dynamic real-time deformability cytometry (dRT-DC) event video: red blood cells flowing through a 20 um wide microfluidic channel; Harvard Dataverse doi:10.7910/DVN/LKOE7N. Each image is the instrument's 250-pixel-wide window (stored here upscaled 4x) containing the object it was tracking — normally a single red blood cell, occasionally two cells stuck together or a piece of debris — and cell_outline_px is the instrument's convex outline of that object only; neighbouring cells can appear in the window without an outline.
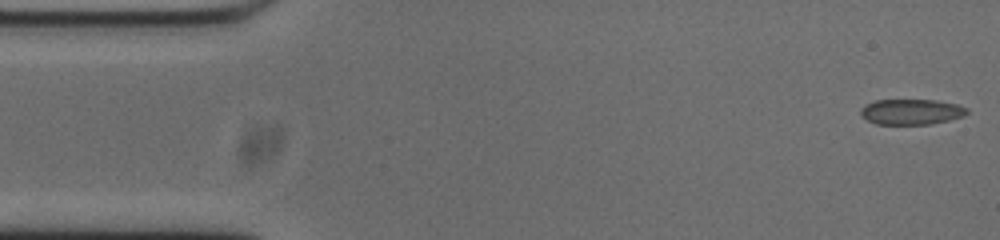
{"species": "common noctule bat (a hibernating species)", "species_latin": "Nyctalus noctula", "temperature_condition": "cold", "stored_images_in_passage": 53, "camera_frame_rate_fps": 3000, "um_per_image_px": 0.085, "animal": {"sex": "male", "body_mass_g": 20.0, "forearm_length_mm": 53.3}, "frame": {"image": 1, "passage_image": 1, "time_ms": 0.0, "image_size_px": [1000, 240], "cell_outline_px": [[968, 112], [964, 116], [932, 124], [876, 124], [860, 116], [860, 108], [864, 104], [876, 100], [936, 100], [956, 104], [968, 108]], "centroid_in_image_um": [77.44, 9.5], "position_along_channel_um": 7.6, "area_um2": 15.9}}
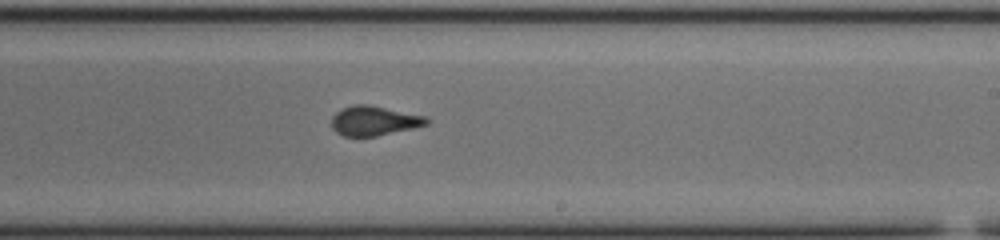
{"frame": {"image": 2, "passage_image": 30, "time_ms": 9.667, "image_size_px": [1000, 240], "cell_outline_px": [[432, 120], [428, 124], [412, 128], [376, 136], [344, 136], [336, 132], [332, 128], [332, 116], [340, 108], [352, 104], [368, 104], [428, 116]], "centroid_in_image_um": [31.81, 10.24], "position_along_channel_um": 257.2, "area_um2": 16.59}}
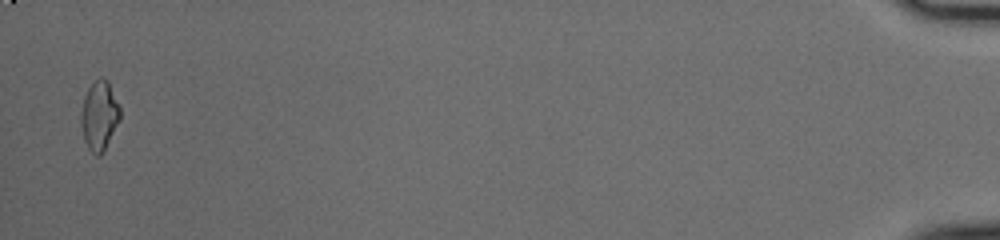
{"frame": {"image": 3, "passage_image": 52, "time_ms": 17.0, "image_size_px": [1000, 240], "cell_outline_px": [[120, 120], [104, 152], [100, 156], [96, 156], [88, 148], [84, 140], [80, 124], [80, 112], [84, 96], [88, 88], [100, 76], [104, 76], [108, 80], [120, 108]], "centroid_in_image_um": [8.43, 9.84], "position_along_channel_um": 426.8, "area_um2": 16.07}, "authors_computed_cell_mechanics": {"area_um2": 16.2996, "velocity_mm_per_s": 3.7324, "shape_relaxation_time_tau1_ms": 8.8082, "shape_relaxation_time_tau2_ms": 0.8771, "deformation_change_tau1": 0.1426, "deformation_change_tau2": 0.046}}